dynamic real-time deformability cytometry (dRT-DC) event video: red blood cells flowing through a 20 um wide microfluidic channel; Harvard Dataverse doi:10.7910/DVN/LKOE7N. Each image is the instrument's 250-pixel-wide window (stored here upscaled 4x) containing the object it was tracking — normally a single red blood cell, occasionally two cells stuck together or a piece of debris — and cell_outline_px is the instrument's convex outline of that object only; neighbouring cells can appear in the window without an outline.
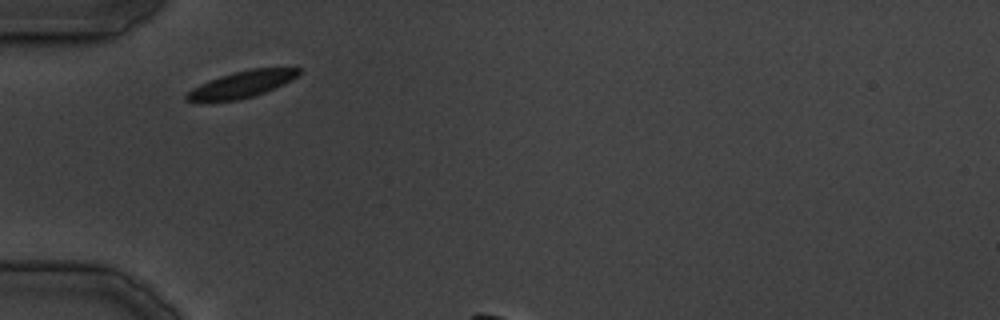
{"species": "common noctule bat (a hibernating species)", "species_latin": "Nyctalus noctula", "temperature_condition": "cold", "stored_images_in_passage": 3, "camera_frame_rate_fps": 3000, "um_per_image_px": 0.085, "animal": {"sex": "male", "body_mass_g": 19.5, "forearm_length_mm": 54.6}, "frame": {"image": 1, "passage_image": 1, "time_ms": 0.0, "image_size_px": [1000, 320], "cell_outline_px": [[304, 68], [300, 76], [284, 84], [256, 96], [240, 100], [196, 104], [184, 100], [184, 96], [192, 88], [200, 84], [220, 76], [252, 68]], "centroid_in_image_um": [20.51, 7.22], "position_along_channel_um": 64.5, "area_um2": 18.09}}